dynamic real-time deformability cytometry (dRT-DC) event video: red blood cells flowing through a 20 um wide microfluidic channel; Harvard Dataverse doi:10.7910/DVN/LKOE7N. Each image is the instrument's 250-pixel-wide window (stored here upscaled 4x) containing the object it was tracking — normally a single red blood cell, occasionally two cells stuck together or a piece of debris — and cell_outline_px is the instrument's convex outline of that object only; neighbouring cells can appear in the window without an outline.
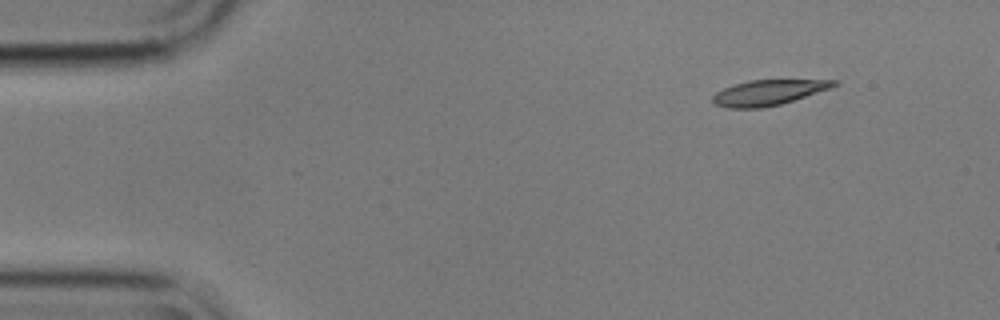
{"species": "common noctule bat (a hibernating species)", "species_latin": "Nyctalus noctula", "temperature_condition": "cold", "stored_images_in_passage": 6, "camera_frame_rate_fps": 3000, "um_per_image_px": 0.085, "animal": {"sex": "male", "body_mass_g": 17.9}, "frame": {"image": 1, "passage_image": 2, "time_ms": 0.333, "image_size_px": [1000, 320], "cell_outline_px": [[840, 84], [780, 104], [760, 108], [728, 108], [712, 104], [712, 96], [716, 92], [724, 88], [748, 80], [840, 80]], "centroid_in_image_um": [65.25, 7.86], "position_along_channel_um": 19.7, "area_um2": 17.63}}
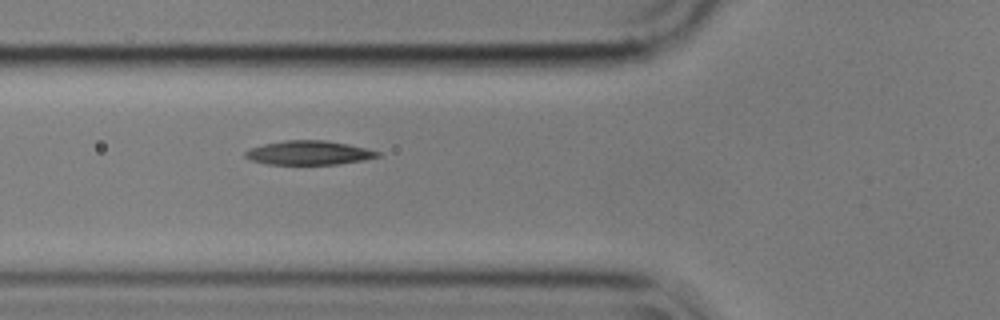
{"frame": {"image": 2, "passage_image": 6, "time_ms": 1.667, "image_size_px": [1000, 320], "cell_outline_px": [[380, 156], [364, 160], [340, 164], [268, 164], [248, 160], [244, 156], [244, 152], [248, 148], [264, 144], [284, 140], [324, 140], [348, 144], [380, 152]], "centroid_in_image_um": [26.2, 12.99], "position_along_channel_um": 99.6, "area_um2": 18.61}}